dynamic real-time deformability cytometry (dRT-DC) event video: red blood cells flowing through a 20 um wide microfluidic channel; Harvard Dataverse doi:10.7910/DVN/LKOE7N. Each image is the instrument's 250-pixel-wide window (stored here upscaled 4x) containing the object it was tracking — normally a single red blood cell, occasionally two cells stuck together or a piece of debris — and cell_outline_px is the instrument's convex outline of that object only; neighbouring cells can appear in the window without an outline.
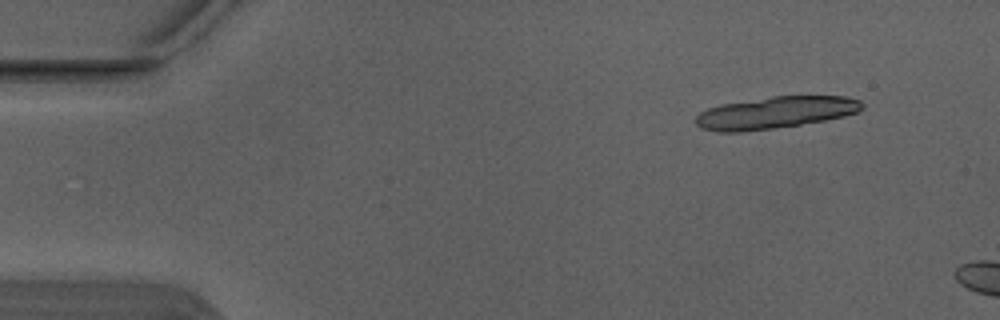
{"species": "Egyptian fruit bat (a non-hibernating species)", "species_latin": "Rousettus aegyptiacus", "temperature_condition": "warm", "stored_images_in_passage": 5, "segment_of_instrument_passage": [2, 2], "camera_frame_rate_fps": 3000, "um_per_image_px": 0.085, "animal": {"sex": "male"}, "frame": {"image": 1, "passage_image": 5, "time_ms": 1.333, "image_size_px": [1000, 320], "cell_outline_px": [[864, 108], [860, 112], [844, 116], [824, 120], [800, 124], [772, 128], [740, 132], [716, 132], [700, 128], [696, 124], [696, 116], [700, 112], [708, 108], [720, 104], [772, 96], [844, 96], [860, 100], [864, 104]], "centroid_in_image_um": [65.91, 9.56], "position_along_channel_um": 19.1, "area_um2": 31.04}}